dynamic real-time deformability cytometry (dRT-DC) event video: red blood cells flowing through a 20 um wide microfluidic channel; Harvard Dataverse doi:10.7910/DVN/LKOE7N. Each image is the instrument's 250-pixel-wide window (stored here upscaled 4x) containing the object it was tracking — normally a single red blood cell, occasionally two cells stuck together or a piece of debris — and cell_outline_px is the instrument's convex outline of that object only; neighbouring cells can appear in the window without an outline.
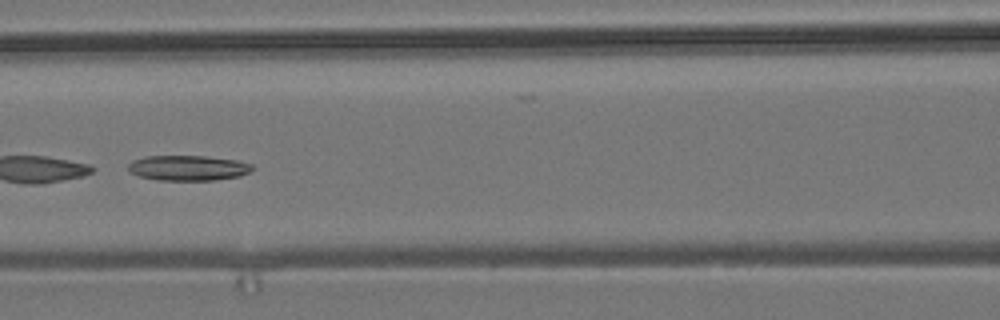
{"species": "common noctule bat (a hibernating species)", "species_latin": "Nyctalus noctula", "temperature_condition": "room temperature", "stored_images_in_passage": 9, "camera_frame_rate_fps": 3000, "um_per_image_px": 0.085, "animal": {"sex": "male", "body_mass_g": 19.2, "forearm_length_mm": 51.8}, "frame": {"image": 1, "passage_image": 7, "time_ms": 8.0, "image_size_px": [1000, 320], "cell_outline_px": [[256, 168], [240, 176], [216, 180], [156, 180], [140, 176], [128, 172], [128, 164], [132, 160], [144, 156], [204, 156], [236, 160], [252, 164]], "centroid_in_image_um": [15.97, 14.27], "position_along_channel_um": 150.6, "area_um2": 18.38}}
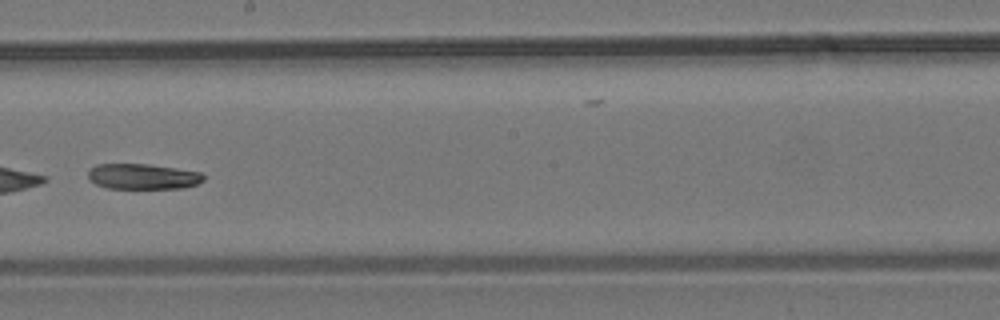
{"frame": {"image": 2, "passage_image": 9, "time_ms": 10.333, "image_size_px": [1000, 320], "cell_outline_px": [[204, 180], [196, 184], [184, 188], [104, 188], [88, 180], [88, 168], [96, 164], [148, 164], [176, 168], [200, 172], [204, 176]], "centroid_in_image_um": [12.09, 15.0], "position_along_channel_um": 236.1, "area_um2": 17.28}}